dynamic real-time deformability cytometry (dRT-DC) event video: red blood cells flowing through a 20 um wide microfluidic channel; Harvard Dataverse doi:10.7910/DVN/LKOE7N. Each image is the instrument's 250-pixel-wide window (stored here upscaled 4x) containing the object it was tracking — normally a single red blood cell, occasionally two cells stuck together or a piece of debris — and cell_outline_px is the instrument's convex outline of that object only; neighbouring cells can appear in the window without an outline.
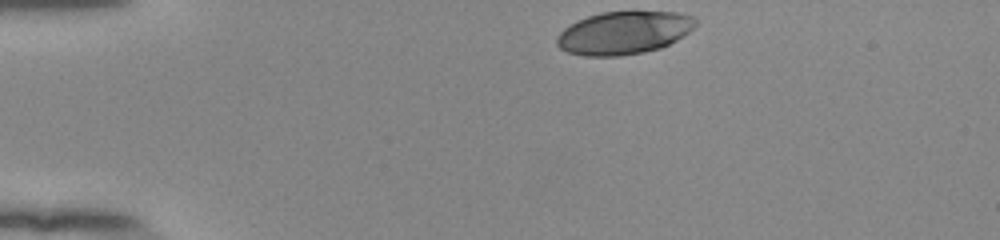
{"species": "human", "species_latin": "Homo sapiens", "temperature_condition": "room temperature", "stored_images_in_passage": 35, "camera_frame_rate_fps": 3000, "um_per_image_px": 0.085, "donor": {"sex": "female"}, "frame": {"image": 1, "passage_image": 1, "time_ms": 0.0, "image_size_px": [1000, 240], "cell_outline_px": [[696, 24], [688, 32], [676, 40], [660, 48], [644, 52], [620, 56], [584, 56], [568, 52], [560, 48], [556, 44], [556, 36], [564, 28], [576, 20], [588, 16], [604, 12], [680, 12], [696, 16]], "centroid_in_image_um": [53.01, 2.79], "position_along_channel_um": 32.0, "area_um2": 34.68}}
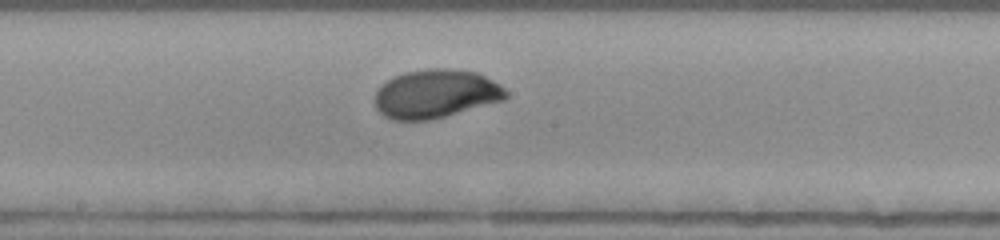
{"frame": {"image": 2, "passage_image": 20, "time_ms": 6.333, "image_size_px": [1000, 240], "cell_outline_px": [[508, 96], [504, 100], [444, 116], [428, 120], [392, 120], [384, 116], [376, 108], [372, 100], [380, 84], [404, 72], [428, 68], [456, 68], [476, 72], [500, 84], [508, 92]], "centroid_in_image_um": [37.01, 7.96], "position_along_channel_um": 211.2, "area_um2": 37.34}}
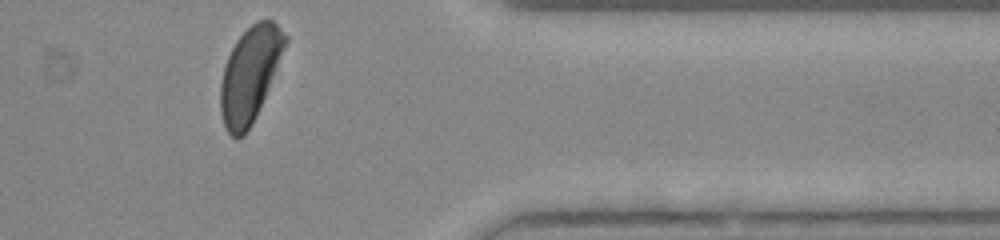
{"frame": {"image": 3, "passage_image": 35, "time_ms": 11.333, "image_size_px": [1000, 240], "cell_outline_px": [[288, 40], [256, 116], [252, 124], [244, 136], [232, 136], [228, 132], [224, 124], [220, 112], [220, 84], [224, 64], [236, 40], [256, 20], [272, 20], [288, 36]], "centroid_in_image_um": [21.22, 6.31], "position_along_channel_um": 390.2, "area_um2": 35.26}, "authors_computed_cell_mechanics": {"area_um2": 36.6452, "velocity_mm_per_s": 3.8672, "shape_relaxation_time_tau1_ms": 2.8873, "shape_relaxation_time_tau2_ms": null, "deformation_change_tau1": 0.1794, "deformation_change_tau2": null}}